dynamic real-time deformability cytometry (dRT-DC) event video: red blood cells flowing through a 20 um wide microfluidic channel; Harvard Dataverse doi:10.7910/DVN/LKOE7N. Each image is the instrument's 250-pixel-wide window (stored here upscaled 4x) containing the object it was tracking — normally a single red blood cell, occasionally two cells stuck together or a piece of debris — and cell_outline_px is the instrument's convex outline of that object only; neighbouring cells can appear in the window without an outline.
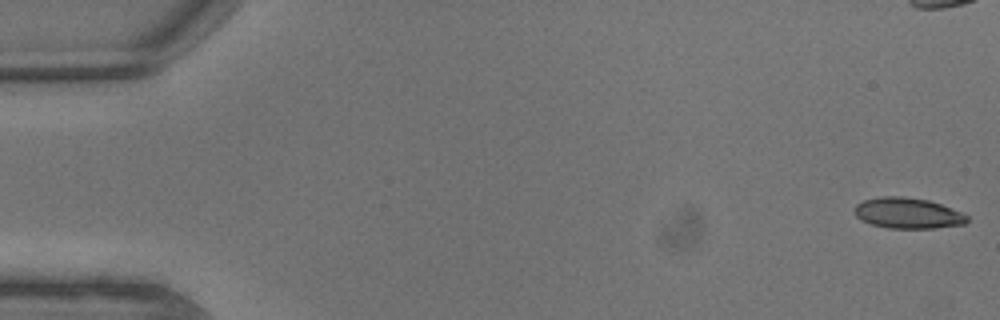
{"species": "common noctule bat (a hibernating species)", "species_latin": "Nyctalus noctula", "temperature_condition": "warm", "stored_images_in_passage": 11, "camera_frame_rate_fps": 3000, "um_per_image_px": 0.085, "animal": {"sex": "male", "body_mass_g": 13.3}, "frame": {"image": 1, "passage_image": 1, "time_ms": 0.0, "image_size_px": [1000, 320], "cell_outline_px": [[968, 220], [964, 224], [932, 228], [888, 228], [872, 224], [856, 216], [856, 204], [864, 200], [880, 196], [900, 196], [928, 200], [940, 204], [960, 212], [968, 216]], "centroid_in_image_um": [77.16, 18.11], "position_along_channel_um": 7.8, "area_um2": 19.83}}
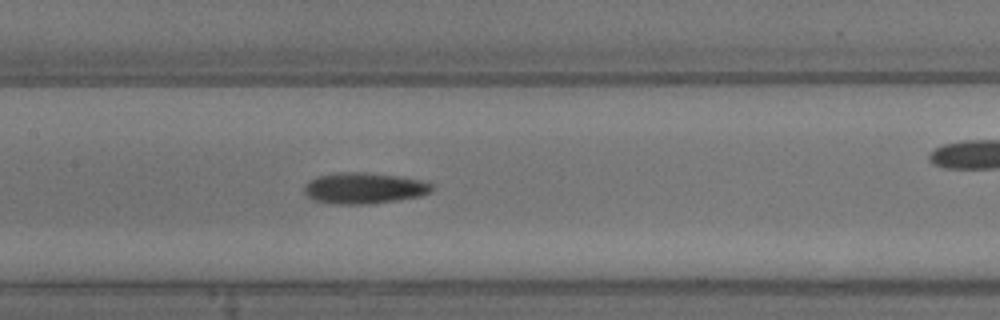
{"frame": {"image": 2, "passage_image": 10, "time_ms": 3.0, "image_size_px": [1000, 320], "cell_outline_px": [[432, 192], [420, 196], [396, 200], [368, 204], [340, 204], [316, 200], [308, 196], [304, 192], [304, 184], [308, 180], [316, 176], [336, 172], [368, 172], [400, 176], [428, 180], [432, 184]], "centroid_in_image_um": [30.98, 15.97], "position_along_channel_um": 176.4, "area_um2": 23.41}}